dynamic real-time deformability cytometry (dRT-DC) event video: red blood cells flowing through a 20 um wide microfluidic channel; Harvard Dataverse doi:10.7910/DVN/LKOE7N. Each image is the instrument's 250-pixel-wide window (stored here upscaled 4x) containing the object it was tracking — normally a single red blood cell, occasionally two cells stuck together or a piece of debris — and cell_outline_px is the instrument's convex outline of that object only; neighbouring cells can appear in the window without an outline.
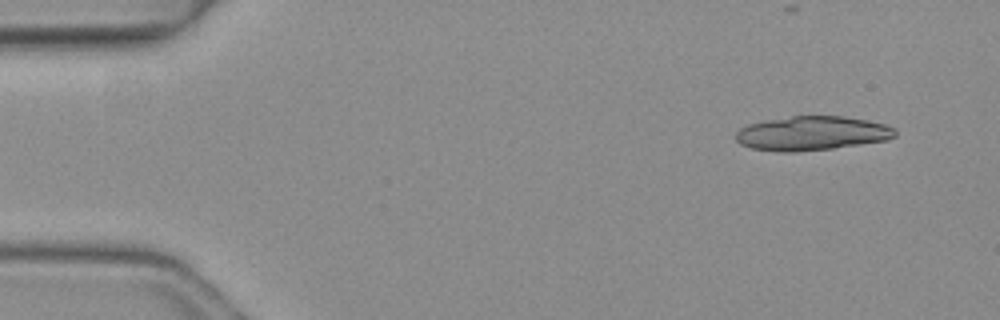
{"species": "common noctule bat (a hibernating species)", "species_latin": "Nyctalus noctula", "temperature_condition": "warm", "stored_images_in_passage": 3, "camera_frame_rate_fps": 3000, "um_per_image_px": 0.085, "animal": {"sex": "female", "body_mass_g": 19.3, "forearm_length_mm": 54.1}, "frame": {"image": 1, "passage_image": 1, "time_ms": 0.0, "image_size_px": [1000, 320], "cell_outline_px": [[896, 136], [888, 140], [832, 148], [796, 152], [776, 152], [752, 148], [740, 144], [736, 140], [736, 132], [740, 128], [748, 124], [764, 120], [792, 116], [844, 116], [884, 124], [892, 128], [896, 132]], "centroid_in_image_um": [68.97, 11.34], "position_along_channel_um": 16.0, "area_um2": 31.67}}